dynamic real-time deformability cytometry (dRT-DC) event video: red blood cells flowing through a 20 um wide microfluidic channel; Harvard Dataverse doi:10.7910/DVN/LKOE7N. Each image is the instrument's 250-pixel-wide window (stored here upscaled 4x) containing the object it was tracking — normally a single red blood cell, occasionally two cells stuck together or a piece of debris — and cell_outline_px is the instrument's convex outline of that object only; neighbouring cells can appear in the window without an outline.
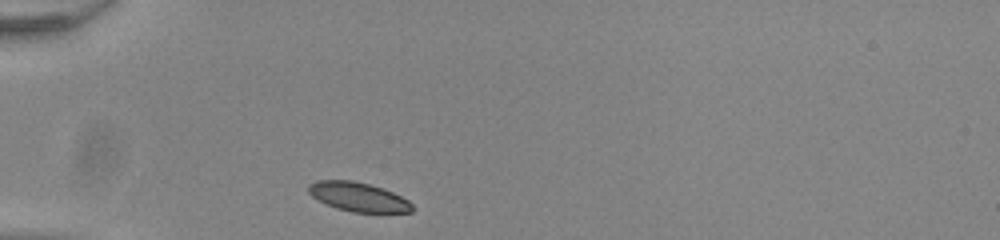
{"species": "common noctule bat (a hibernating species)", "species_latin": "Nyctalus noctula", "temperature_condition": "room temperature", "stored_images_in_passage": 30, "camera_frame_rate_fps": 3000, "um_per_image_px": 0.085, "animal": {"sex": "male", "body_mass_g": 20.0, "forearm_length_mm": 53.3}, "frame": {"image": 1, "passage_image": 1, "time_ms": 0.0, "image_size_px": [1000, 240], "cell_outline_px": [[416, 208], [412, 212], [352, 212], [336, 208], [312, 196], [308, 192], [308, 184], [316, 180], [352, 180], [368, 184], [392, 192], [408, 200]], "centroid_in_image_um": [30.46, 16.73], "position_along_channel_um": 54.5, "area_um2": 17.46}}
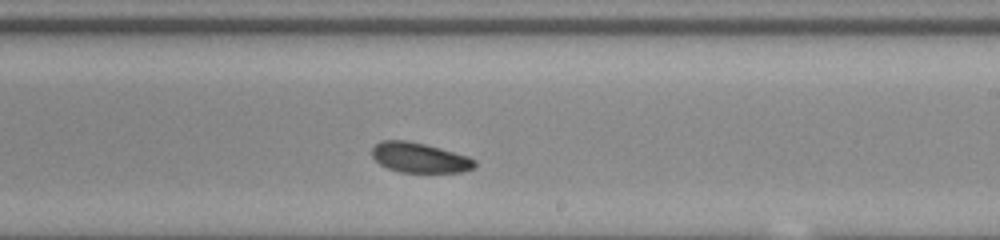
{"frame": {"image": 2, "passage_image": 18, "time_ms": 5.667, "image_size_px": [1000, 240], "cell_outline_px": [[476, 168], [464, 172], [400, 172], [388, 168], [380, 164], [372, 156], [372, 148], [380, 140], [404, 140], [424, 144], [440, 148], [468, 156], [476, 160]], "centroid_in_image_um": [35.69, 13.41], "position_along_channel_um": 253.3, "area_um2": 17.98}}
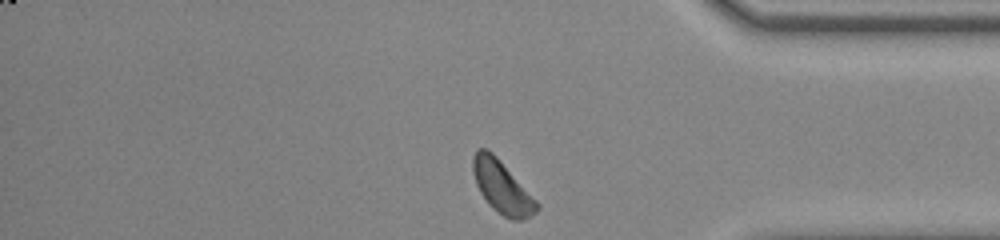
{"frame": {"image": 3, "passage_image": 30, "time_ms": 9.667, "image_size_px": [1000, 240], "cell_outline_px": [[540, 208], [532, 216], [524, 220], [512, 220], [504, 216], [492, 208], [488, 204], [480, 192], [476, 184], [472, 172], [472, 156], [476, 148], [488, 148], [500, 160], [540, 204]], "centroid_in_image_um": [42.66, 15.9], "position_along_channel_um": 392.5, "area_um2": 19.71}, "authors_computed_cell_mechanics": {"area_um2": 18.7272, "velocity_mm_per_s": 3.8233, "shape_relaxation_time_tau1_ms": 1.1846, "shape_relaxation_time_tau2_ms": 1.9987, "deformation_change_tau1": 0.0559, "deformation_change_tau2": 0.0622}}